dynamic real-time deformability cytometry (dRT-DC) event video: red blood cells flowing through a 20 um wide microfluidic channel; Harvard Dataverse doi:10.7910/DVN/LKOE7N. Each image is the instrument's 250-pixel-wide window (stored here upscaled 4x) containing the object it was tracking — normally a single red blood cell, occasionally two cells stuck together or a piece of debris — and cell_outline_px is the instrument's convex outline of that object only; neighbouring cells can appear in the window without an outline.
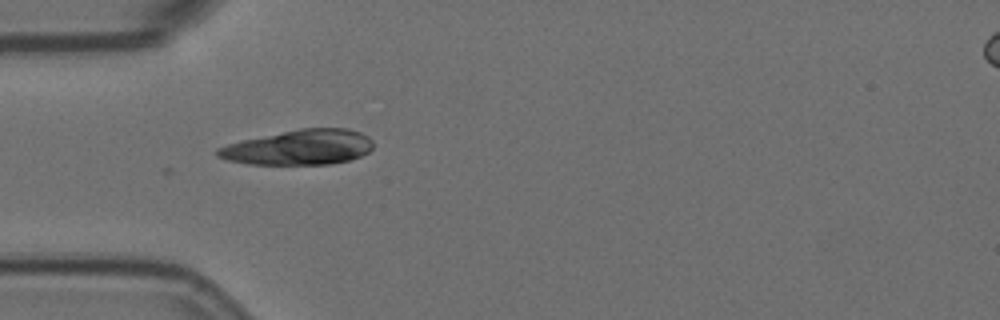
{"species": "Egyptian fruit bat (a non-hibernating species)", "species_latin": "Rousettus aegyptiacus", "temperature_condition": "room temperature", "stored_images_in_passage": 1, "camera_frame_rate_fps": 3000, "um_per_image_px": 0.085, "animal": {"sex": "female"}, "frame": {"image": 1, "passage_image": 1, "time_ms": 0.0, "image_size_px": [1000, 320], "cell_outline_px": [[372, 148], [368, 152], [360, 156], [348, 160], [328, 164], [248, 164], [228, 160], [216, 156], [216, 148], [228, 144], [244, 140], [300, 128], [348, 128], [360, 132], [368, 136], [372, 140]], "centroid_in_image_um": [25.43, 12.52], "position_along_channel_um": 59.6, "area_um2": 31.56}}